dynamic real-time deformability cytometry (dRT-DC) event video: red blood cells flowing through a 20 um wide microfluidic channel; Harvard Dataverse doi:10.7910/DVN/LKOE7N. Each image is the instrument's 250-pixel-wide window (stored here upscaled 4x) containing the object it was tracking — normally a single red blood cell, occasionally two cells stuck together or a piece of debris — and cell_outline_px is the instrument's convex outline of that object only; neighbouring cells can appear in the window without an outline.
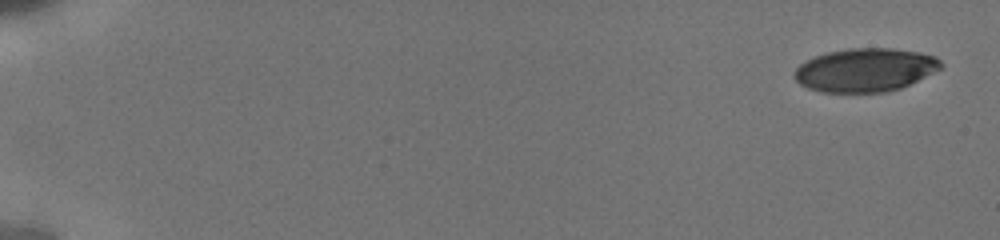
{"species": "human", "species_latin": "Homo sapiens", "temperature_condition": "cold", "stored_images_in_passage": 13, "camera_frame_rate_fps": 3000, "um_per_image_px": 0.085, "donor": {"sex": "male"}, "frame": {"image": 1, "passage_image": 1, "time_ms": 0.0, "image_size_px": [1000, 240], "cell_outline_px": [[944, 64], [940, 68], [900, 88], [888, 92], [824, 92], [808, 88], [800, 84], [796, 80], [792, 72], [804, 60], [828, 52], [848, 48], [892, 48], [916, 52], [936, 56]], "centroid_in_image_um": [73.5, 5.94], "position_along_channel_um": 11.5, "area_um2": 36.88}}
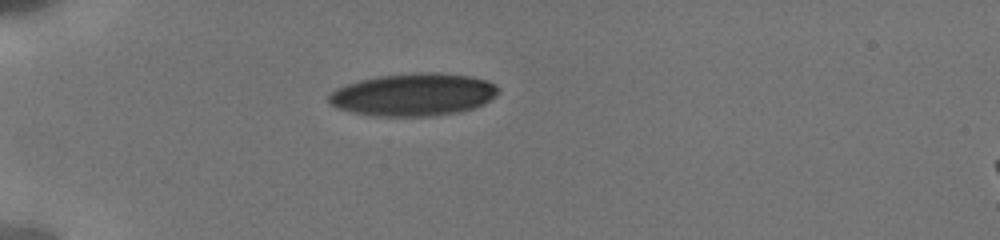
{"frame": {"image": 2, "passage_image": 10, "time_ms": 5.0, "image_size_px": [1000, 240], "cell_outline_px": [[500, 92], [496, 96], [484, 104], [460, 112], [432, 116], [376, 116], [352, 112], [336, 108], [328, 100], [328, 96], [336, 88], [360, 80], [376, 76], [412, 72], [436, 72], [472, 76], [488, 80], [496, 84], [500, 88]], "centroid_in_image_um": [35.19, 8.03], "position_along_channel_um": 49.8, "area_um2": 42.48}}
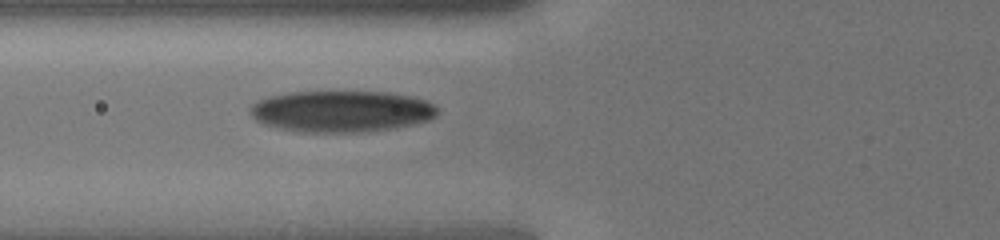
{"frame": {"image": 3, "passage_image": 13, "time_ms": 7.0, "image_size_px": [1000, 240], "cell_outline_px": [[440, 108], [436, 116], [428, 120], [396, 128], [364, 132], [300, 132], [280, 128], [264, 124], [256, 120], [248, 112], [248, 108], [256, 100], [272, 96], [292, 92], [388, 92], [412, 96], [436, 104]], "centroid_in_image_um": [29.04, 9.46], "position_along_channel_um": 96.8, "area_um2": 45.49}}